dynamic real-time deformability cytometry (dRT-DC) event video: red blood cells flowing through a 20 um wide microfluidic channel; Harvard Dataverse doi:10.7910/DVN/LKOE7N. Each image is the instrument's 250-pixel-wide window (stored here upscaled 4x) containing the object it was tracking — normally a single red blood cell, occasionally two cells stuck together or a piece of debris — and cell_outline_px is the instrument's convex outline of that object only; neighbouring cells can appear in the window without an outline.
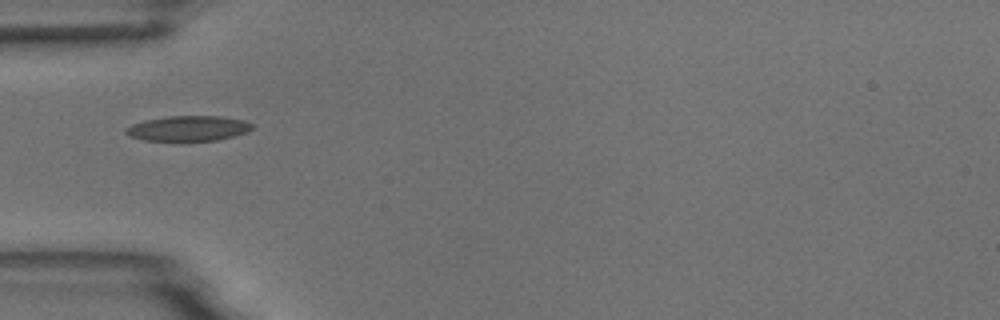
{"species": "common noctule bat (a hibernating species)", "species_latin": "Nyctalus noctula", "temperature_condition": "room temperature", "stored_images_in_passage": 3, "camera_frame_rate_fps": 3000, "um_per_image_px": 0.085, "animal": {"sex": "male", "body_mass_g": 18.8}, "frame": {"image": 1, "passage_image": 1, "time_ms": 0.0, "image_size_px": [1000, 320], "cell_outline_px": [[252, 128], [248, 132], [216, 140], [184, 144], [176, 144], [144, 140], [128, 136], [124, 132], [124, 128], [132, 124], [144, 120], [168, 116], [220, 116], [244, 120], [252, 124]], "centroid_in_image_um": [15.92, 10.97], "position_along_channel_um": 69.1, "area_um2": 19.59}}